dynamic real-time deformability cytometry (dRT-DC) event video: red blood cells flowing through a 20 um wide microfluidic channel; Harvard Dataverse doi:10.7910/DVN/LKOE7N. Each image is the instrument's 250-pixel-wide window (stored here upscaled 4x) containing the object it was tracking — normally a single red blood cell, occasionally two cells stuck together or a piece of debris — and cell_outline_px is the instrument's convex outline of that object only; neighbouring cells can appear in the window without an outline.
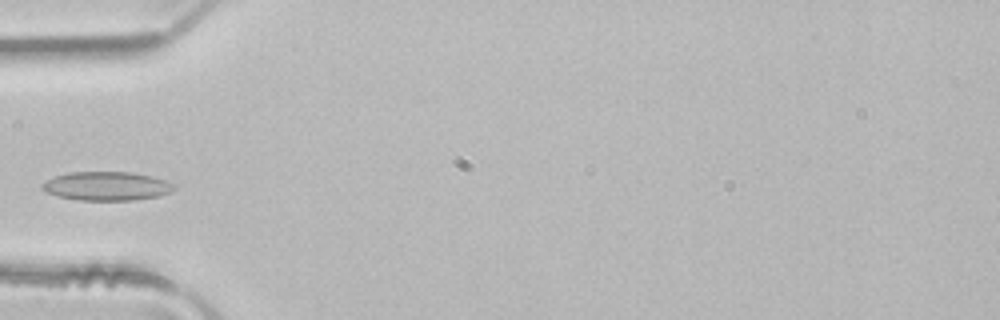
{"species": "common noctule bat (a hibernating species)", "species_latin": "Nyctalus noctula", "temperature_condition": "room temperature", "stored_images_in_passage": 1, "camera_frame_rate_fps": 3000, "um_per_image_px": 0.085, "animal": {"sex": "male", "body_mass_g": 21.5, "forearm_length_mm": 52.0}, "frame": {"image": 1, "passage_image": 1, "time_ms": 0.0, "image_size_px": [1000, 320], "cell_outline_px": [[176, 188], [172, 192], [156, 196], [132, 200], [80, 200], [56, 196], [40, 188], [40, 184], [56, 176], [68, 172], [128, 172], [152, 176], [176, 184]], "centroid_in_image_um": [9.07, 15.81], "position_along_channel_um": 75.9, "area_um2": 22.08}}